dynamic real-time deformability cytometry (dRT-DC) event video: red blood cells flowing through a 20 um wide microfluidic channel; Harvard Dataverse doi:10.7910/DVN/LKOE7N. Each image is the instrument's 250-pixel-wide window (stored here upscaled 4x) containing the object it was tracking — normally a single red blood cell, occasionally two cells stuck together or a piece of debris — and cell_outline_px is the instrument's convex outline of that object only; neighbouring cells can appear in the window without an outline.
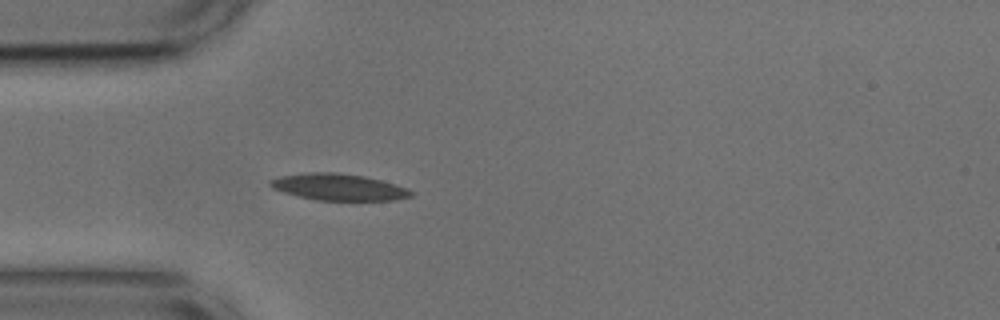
{"species": "common noctule bat (a hibernating species)", "species_latin": "Nyctalus noctula", "temperature_condition": "cold", "stored_images_in_passage": 46, "camera_frame_rate_fps": 3000, "um_per_image_px": 0.085, "animal": {"sex": "male", "body_mass_g": 17.9, "forearm_length_mm": 54.2}, "frame": {"image": 1, "passage_image": 7, "time_ms": 2.0, "image_size_px": [1000, 320], "cell_outline_px": [[416, 192], [412, 196], [392, 200], [316, 200], [284, 192], [272, 188], [268, 184], [268, 180], [280, 176], [308, 172], [336, 172], [364, 176], [396, 184], [408, 188]], "centroid_in_image_um": [28.79, 15.89], "position_along_channel_um": 56.2, "area_um2": 21.85}}
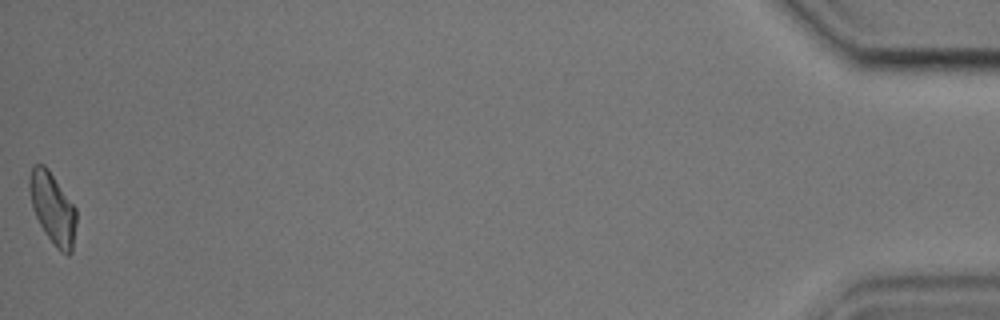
{"frame": {"image": 2, "passage_image": 46, "time_ms": 15.0, "image_size_px": [1000, 320], "cell_outline_px": [[76, 224], [72, 252], [68, 256], [60, 252], [56, 248], [44, 232], [32, 208], [28, 188], [28, 176], [32, 164], [44, 164], [48, 168], [76, 208]], "centroid_in_image_um": [4.46, 17.69], "position_along_channel_um": 430.7, "area_um2": 19.77}, "authors_computed_cell_mechanics": {"area_um2": 20.23, "velocity_mm_per_s": 3.6655, "shape_relaxation_time_tau1_ms": 5.8368, "shape_relaxation_time_tau2_ms": 3.4986, "deformation_change_tau1": 0.1408, "deformation_change_tau2": 0.1169}}